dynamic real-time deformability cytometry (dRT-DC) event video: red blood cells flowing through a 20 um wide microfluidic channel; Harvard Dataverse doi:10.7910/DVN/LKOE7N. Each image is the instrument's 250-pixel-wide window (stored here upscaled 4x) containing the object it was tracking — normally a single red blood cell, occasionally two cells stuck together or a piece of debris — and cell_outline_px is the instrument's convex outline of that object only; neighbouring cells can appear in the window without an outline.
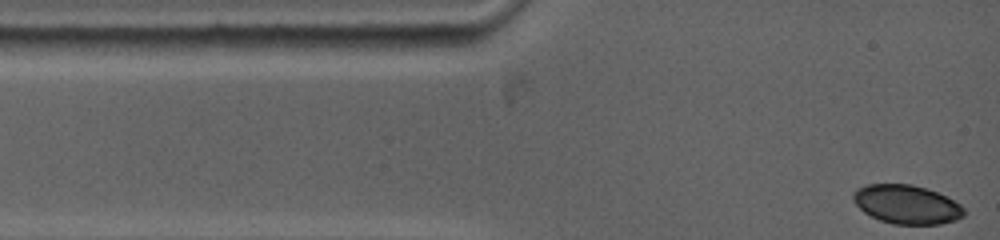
{"species": "common noctule bat (a hibernating species)", "species_latin": "Nyctalus noctula", "temperature_condition": "warm", "stored_images_in_passage": 44, "camera_frame_rate_fps": 5000, "um_per_image_px": 0.085, "animal": {"sex": "female", "body_mass_g": 19.0, "forearm_length_mm": 53.3}, "frame": {"image": 1, "passage_image": 1, "time_ms": 0.0, "image_size_px": [1000, 240], "cell_outline_px": [[964, 216], [956, 220], [940, 224], [892, 224], [880, 220], [864, 212], [852, 200], [852, 192], [856, 188], [868, 184], [912, 184], [928, 188], [948, 196], [960, 204], [964, 208]], "centroid_in_image_um": [77.07, 17.36], "position_along_channel_um": 7.9, "area_um2": 25.37}}
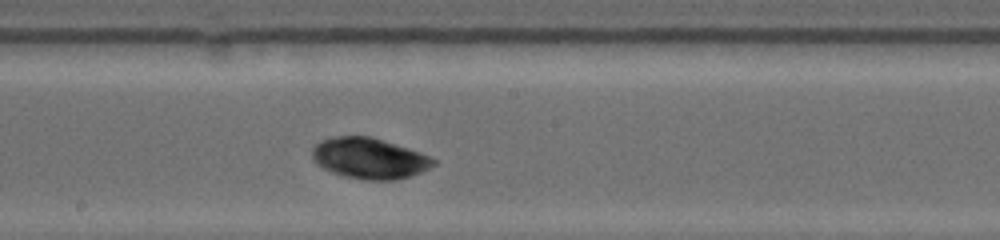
{"frame": {"image": 2, "passage_image": 25, "time_ms": 6.6, "image_size_px": [1000, 240], "cell_outline_px": [[436, 164], [412, 176], [396, 180], [364, 180], [332, 172], [316, 164], [312, 160], [312, 148], [320, 140], [332, 136], [372, 136], [432, 156], [436, 160]], "centroid_in_image_um": [31.4, 13.45], "position_along_channel_um": 216.8, "area_um2": 29.02}}
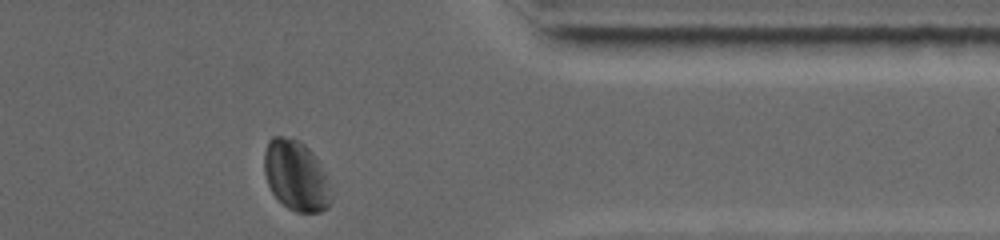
{"frame": {"image": 3, "passage_image": 43, "time_ms": 11.4, "image_size_px": [1000, 240], "cell_outline_px": [[332, 200], [328, 208], [320, 212], [296, 212], [288, 208], [272, 192], [268, 184], [264, 172], [264, 152], [268, 140], [272, 136], [280, 136], [300, 140], [312, 152], [324, 176], [332, 196]], "centroid_in_image_um": [25.13, 14.93], "position_along_channel_um": 386.3, "area_um2": 26.99}, "authors_computed_cell_mechanics": {"area_um2": 28.2064, "velocity_mm_per_s": 3.8164, "shape_relaxation_time_tau1_ms": 1.2881, "shape_relaxation_time_tau2_ms": null, "deformation_change_tau1": 0.0643, "deformation_change_tau2": null}}